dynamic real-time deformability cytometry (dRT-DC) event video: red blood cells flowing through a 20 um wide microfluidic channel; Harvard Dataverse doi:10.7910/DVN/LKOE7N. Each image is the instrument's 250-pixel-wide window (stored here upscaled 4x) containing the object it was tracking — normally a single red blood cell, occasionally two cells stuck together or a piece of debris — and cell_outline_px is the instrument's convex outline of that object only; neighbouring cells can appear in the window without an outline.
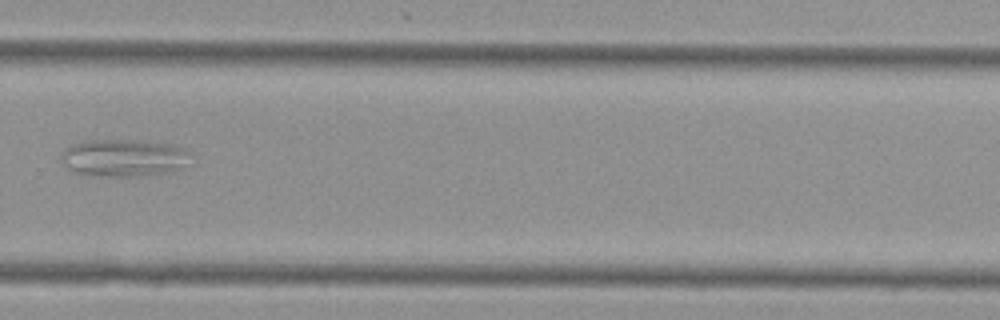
{"species": "Egyptian fruit bat (a non-hibernating species)", "species_latin": "Rousettus aegyptiacus", "temperature_condition": "cold", "stored_images_in_passage": 11, "camera_frame_rate_fps": 3000, "um_per_image_px": 0.085, "animal": {"sex": "female"}, "frame": {"image": 1, "passage_image": 7, "time_ms": 7.0, "image_size_px": [1000, 320], "cell_outline_px": [[192, 164], [168, 172], [140, 176], [88, 176], [76, 172], [68, 168], [60, 160], [60, 156], [64, 148], [72, 144], [84, 140], [148, 140], [168, 144], [184, 148], [192, 152]], "centroid_in_image_um": [10.56, 13.41], "position_along_channel_um": 319.2, "area_um2": 28.9}}
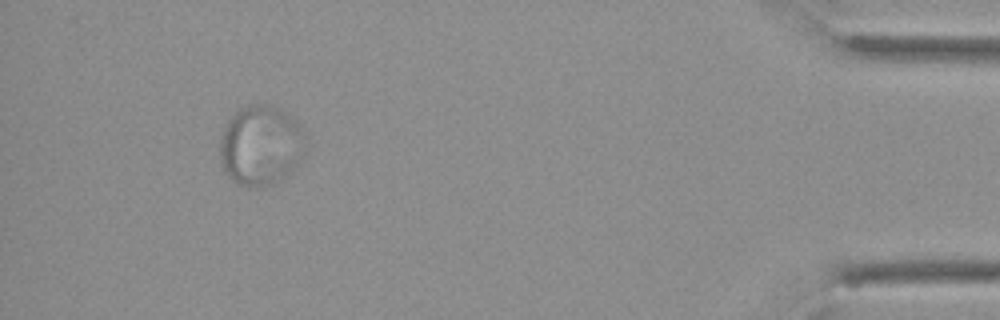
{"frame": {"image": 2, "passage_image": 10, "time_ms": 11.333, "image_size_px": [1000, 320], "cell_outline_px": [[304, 140], [300, 156], [292, 172], [284, 180], [260, 188], [248, 188], [236, 184], [224, 172], [220, 160], [220, 140], [224, 124], [240, 108], [248, 104], [268, 104], [280, 108], [292, 116], [300, 124], [304, 132]], "centroid_in_image_um": [22.13, 12.38], "position_along_channel_um": 413.1, "area_um2": 40.58}}